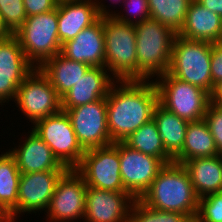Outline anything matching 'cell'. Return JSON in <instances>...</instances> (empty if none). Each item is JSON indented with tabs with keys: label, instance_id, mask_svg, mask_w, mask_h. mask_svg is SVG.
I'll return each instance as SVG.
<instances>
[{
	"label": "cell",
	"instance_id": "cb8c5ba5",
	"mask_svg": "<svg viewBox=\"0 0 222 222\" xmlns=\"http://www.w3.org/2000/svg\"><path fill=\"white\" fill-rule=\"evenodd\" d=\"M219 155L215 140L204 119L188 123L182 151L174 158L175 163L183 164L194 158Z\"/></svg>",
	"mask_w": 222,
	"mask_h": 222
},
{
	"label": "cell",
	"instance_id": "8fae6325",
	"mask_svg": "<svg viewBox=\"0 0 222 222\" xmlns=\"http://www.w3.org/2000/svg\"><path fill=\"white\" fill-rule=\"evenodd\" d=\"M63 111L84 150L113 144L107 126L106 98Z\"/></svg>",
	"mask_w": 222,
	"mask_h": 222
},
{
	"label": "cell",
	"instance_id": "2e32d148",
	"mask_svg": "<svg viewBox=\"0 0 222 222\" xmlns=\"http://www.w3.org/2000/svg\"><path fill=\"white\" fill-rule=\"evenodd\" d=\"M101 1L78 0L57 5L58 36L61 45L73 40L83 29L90 27L100 17L111 16Z\"/></svg>",
	"mask_w": 222,
	"mask_h": 222
},
{
	"label": "cell",
	"instance_id": "74e56055",
	"mask_svg": "<svg viewBox=\"0 0 222 222\" xmlns=\"http://www.w3.org/2000/svg\"><path fill=\"white\" fill-rule=\"evenodd\" d=\"M12 34L6 28L0 14V38H9Z\"/></svg>",
	"mask_w": 222,
	"mask_h": 222
},
{
	"label": "cell",
	"instance_id": "8d00e7d4",
	"mask_svg": "<svg viewBox=\"0 0 222 222\" xmlns=\"http://www.w3.org/2000/svg\"><path fill=\"white\" fill-rule=\"evenodd\" d=\"M210 102L222 106V80L214 85L210 94Z\"/></svg>",
	"mask_w": 222,
	"mask_h": 222
},
{
	"label": "cell",
	"instance_id": "ffe728a7",
	"mask_svg": "<svg viewBox=\"0 0 222 222\" xmlns=\"http://www.w3.org/2000/svg\"><path fill=\"white\" fill-rule=\"evenodd\" d=\"M25 142L9 153L21 174L49 170H68L53 155L51 148L32 130Z\"/></svg>",
	"mask_w": 222,
	"mask_h": 222
},
{
	"label": "cell",
	"instance_id": "30bf717a",
	"mask_svg": "<svg viewBox=\"0 0 222 222\" xmlns=\"http://www.w3.org/2000/svg\"><path fill=\"white\" fill-rule=\"evenodd\" d=\"M14 101L33 124L62 110L61 97L37 67L20 84Z\"/></svg>",
	"mask_w": 222,
	"mask_h": 222
},
{
	"label": "cell",
	"instance_id": "e575fe53",
	"mask_svg": "<svg viewBox=\"0 0 222 222\" xmlns=\"http://www.w3.org/2000/svg\"><path fill=\"white\" fill-rule=\"evenodd\" d=\"M27 17L50 12L57 8V0H23Z\"/></svg>",
	"mask_w": 222,
	"mask_h": 222
},
{
	"label": "cell",
	"instance_id": "1f68e13d",
	"mask_svg": "<svg viewBox=\"0 0 222 222\" xmlns=\"http://www.w3.org/2000/svg\"><path fill=\"white\" fill-rule=\"evenodd\" d=\"M204 120L215 140L219 155H222V106L210 102Z\"/></svg>",
	"mask_w": 222,
	"mask_h": 222
},
{
	"label": "cell",
	"instance_id": "d6986e66",
	"mask_svg": "<svg viewBox=\"0 0 222 222\" xmlns=\"http://www.w3.org/2000/svg\"><path fill=\"white\" fill-rule=\"evenodd\" d=\"M105 67H91L81 77L76 85L61 97L62 110H68L77 106L85 105L102 98H106L112 85L115 84L114 77L110 78Z\"/></svg>",
	"mask_w": 222,
	"mask_h": 222
},
{
	"label": "cell",
	"instance_id": "7a4b0ae2",
	"mask_svg": "<svg viewBox=\"0 0 222 222\" xmlns=\"http://www.w3.org/2000/svg\"><path fill=\"white\" fill-rule=\"evenodd\" d=\"M139 200L153 209L182 213L194 222L199 197L186 168L172 162L165 164Z\"/></svg>",
	"mask_w": 222,
	"mask_h": 222
},
{
	"label": "cell",
	"instance_id": "4fadbf2b",
	"mask_svg": "<svg viewBox=\"0 0 222 222\" xmlns=\"http://www.w3.org/2000/svg\"><path fill=\"white\" fill-rule=\"evenodd\" d=\"M86 192L87 186L83 177L75 169H68L57 182L46 210L47 216L55 222H69L83 218Z\"/></svg>",
	"mask_w": 222,
	"mask_h": 222
},
{
	"label": "cell",
	"instance_id": "f546056e",
	"mask_svg": "<svg viewBox=\"0 0 222 222\" xmlns=\"http://www.w3.org/2000/svg\"><path fill=\"white\" fill-rule=\"evenodd\" d=\"M0 14L12 35L16 34L27 18L23 0H0Z\"/></svg>",
	"mask_w": 222,
	"mask_h": 222
},
{
	"label": "cell",
	"instance_id": "d590c367",
	"mask_svg": "<svg viewBox=\"0 0 222 222\" xmlns=\"http://www.w3.org/2000/svg\"><path fill=\"white\" fill-rule=\"evenodd\" d=\"M201 5L210 12H214L222 17V0H197Z\"/></svg>",
	"mask_w": 222,
	"mask_h": 222
},
{
	"label": "cell",
	"instance_id": "4dcf8cb0",
	"mask_svg": "<svg viewBox=\"0 0 222 222\" xmlns=\"http://www.w3.org/2000/svg\"><path fill=\"white\" fill-rule=\"evenodd\" d=\"M194 222H222V191L199 198Z\"/></svg>",
	"mask_w": 222,
	"mask_h": 222
},
{
	"label": "cell",
	"instance_id": "f35d334b",
	"mask_svg": "<svg viewBox=\"0 0 222 222\" xmlns=\"http://www.w3.org/2000/svg\"><path fill=\"white\" fill-rule=\"evenodd\" d=\"M8 218V215L0 208V222H5Z\"/></svg>",
	"mask_w": 222,
	"mask_h": 222
},
{
	"label": "cell",
	"instance_id": "8992f818",
	"mask_svg": "<svg viewBox=\"0 0 222 222\" xmlns=\"http://www.w3.org/2000/svg\"><path fill=\"white\" fill-rule=\"evenodd\" d=\"M14 35L18 38L26 58L39 68L47 59L61 53L57 8L27 17Z\"/></svg>",
	"mask_w": 222,
	"mask_h": 222
},
{
	"label": "cell",
	"instance_id": "ab89813d",
	"mask_svg": "<svg viewBox=\"0 0 222 222\" xmlns=\"http://www.w3.org/2000/svg\"><path fill=\"white\" fill-rule=\"evenodd\" d=\"M8 38H0V49L2 44L7 40Z\"/></svg>",
	"mask_w": 222,
	"mask_h": 222
},
{
	"label": "cell",
	"instance_id": "4316f807",
	"mask_svg": "<svg viewBox=\"0 0 222 222\" xmlns=\"http://www.w3.org/2000/svg\"><path fill=\"white\" fill-rule=\"evenodd\" d=\"M124 143L132 149L161 159L165 164L174 162V159L165 151L153 119L131 133Z\"/></svg>",
	"mask_w": 222,
	"mask_h": 222
},
{
	"label": "cell",
	"instance_id": "9a60e30c",
	"mask_svg": "<svg viewBox=\"0 0 222 222\" xmlns=\"http://www.w3.org/2000/svg\"><path fill=\"white\" fill-rule=\"evenodd\" d=\"M134 198L128 192L87 187L86 222H129Z\"/></svg>",
	"mask_w": 222,
	"mask_h": 222
},
{
	"label": "cell",
	"instance_id": "52a82bcc",
	"mask_svg": "<svg viewBox=\"0 0 222 222\" xmlns=\"http://www.w3.org/2000/svg\"><path fill=\"white\" fill-rule=\"evenodd\" d=\"M155 84L159 103L188 122L204 119L210 94L202 88L181 81L168 72L158 77ZM158 81V82H157Z\"/></svg>",
	"mask_w": 222,
	"mask_h": 222
},
{
	"label": "cell",
	"instance_id": "b9f144b4",
	"mask_svg": "<svg viewBox=\"0 0 222 222\" xmlns=\"http://www.w3.org/2000/svg\"><path fill=\"white\" fill-rule=\"evenodd\" d=\"M5 222H13L10 218H8Z\"/></svg>",
	"mask_w": 222,
	"mask_h": 222
},
{
	"label": "cell",
	"instance_id": "7402d4cb",
	"mask_svg": "<svg viewBox=\"0 0 222 222\" xmlns=\"http://www.w3.org/2000/svg\"><path fill=\"white\" fill-rule=\"evenodd\" d=\"M199 198L222 191V155L194 158L182 164Z\"/></svg>",
	"mask_w": 222,
	"mask_h": 222
},
{
	"label": "cell",
	"instance_id": "5b68a950",
	"mask_svg": "<svg viewBox=\"0 0 222 222\" xmlns=\"http://www.w3.org/2000/svg\"><path fill=\"white\" fill-rule=\"evenodd\" d=\"M211 50L210 42L189 40L176 35L168 73L211 94Z\"/></svg>",
	"mask_w": 222,
	"mask_h": 222
},
{
	"label": "cell",
	"instance_id": "603a6c76",
	"mask_svg": "<svg viewBox=\"0 0 222 222\" xmlns=\"http://www.w3.org/2000/svg\"><path fill=\"white\" fill-rule=\"evenodd\" d=\"M91 68L88 64L76 62L61 53L47 59L39 69L48 77L57 94L62 97Z\"/></svg>",
	"mask_w": 222,
	"mask_h": 222
},
{
	"label": "cell",
	"instance_id": "277c9868",
	"mask_svg": "<svg viewBox=\"0 0 222 222\" xmlns=\"http://www.w3.org/2000/svg\"><path fill=\"white\" fill-rule=\"evenodd\" d=\"M103 31L105 68L117 80H138L135 25L103 16Z\"/></svg>",
	"mask_w": 222,
	"mask_h": 222
},
{
	"label": "cell",
	"instance_id": "44dd1931",
	"mask_svg": "<svg viewBox=\"0 0 222 222\" xmlns=\"http://www.w3.org/2000/svg\"><path fill=\"white\" fill-rule=\"evenodd\" d=\"M222 17L210 12L197 0L189 4L184 25L177 34L189 40L221 42Z\"/></svg>",
	"mask_w": 222,
	"mask_h": 222
},
{
	"label": "cell",
	"instance_id": "484cf974",
	"mask_svg": "<svg viewBox=\"0 0 222 222\" xmlns=\"http://www.w3.org/2000/svg\"><path fill=\"white\" fill-rule=\"evenodd\" d=\"M21 177L15 158L6 152L0 155V208L14 222L18 215V187ZM16 217V218H15Z\"/></svg>",
	"mask_w": 222,
	"mask_h": 222
},
{
	"label": "cell",
	"instance_id": "5bb4252c",
	"mask_svg": "<svg viewBox=\"0 0 222 222\" xmlns=\"http://www.w3.org/2000/svg\"><path fill=\"white\" fill-rule=\"evenodd\" d=\"M35 69L26 58L19 40L11 35L0 49V103L15 99L23 80Z\"/></svg>",
	"mask_w": 222,
	"mask_h": 222
},
{
	"label": "cell",
	"instance_id": "e0dca14e",
	"mask_svg": "<svg viewBox=\"0 0 222 222\" xmlns=\"http://www.w3.org/2000/svg\"><path fill=\"white\" fill-rule=\"evenodd\" d=\"M67 170H49L21 174L18 187V214L45 210L57 182Z\"/></svg>",
	"mask_w": 222,
	"mask_h": 222
},
{
	"label": "cell",
	"instance_id": "ac0fdd59",
	"mask_svg": "<svg viewBox=\"0 0 222 222\" xmlns=\"http://www.w3.org/2000/svg\"><path fill=\"white\" fill-rule=\"evenodd\" d=\"M61 54L91 67H105L103 17L83 29L73 40L65 42Z\"/></svg>",
	"mask_w": 222,
	"mask_h": 222
},
{
	"label": "cell",
	"instance_id": "60d3db41",
	"mask_svg": "<svg viewBox=\"0 0 222 222\" xmlns=\"http://www.w3.org/2000/svg\"><path fill=\"white\" fill-rule=\"evenodd\" d=\"M67 1H78V0H57L58 3H60V2H67Z\"/></svg>",
	"mask_w": 222,
	"mask_h": 222
},
{
	"label": "cell",
	"instance_id": "9c48e42d",
	"mask_svg": "<svg viewBox=\"0 0 222 222\" xmlns=\"http://www.w3.org/2000/svg\"><path fill=\"white\" fill-rule=\"evenodd\" d=\"M75 170L83 177L87 187L127 192L120 174L119 142L85 150Z\"/></svg>",
	"mask_w": 222,
	"mask_h": 222
},
{
	"label": "cell",
	"instance_id": "7bdbcfd3",
	"mask_svg": "<svg viewBox=\"0 0 222 222\" xmlns=\"http://www.w3.org/2000/svg\"><path fill=\"white\" fill-rule=\"evenodd\" d=\"M221 42H222V25H221Z\"/></svg>",
	"mask_w": 222,
	"mask_h": 222
},
{
	"label": "cell",
	"instance_id": "d6a6232c",
	"mask_svg": "<svg viewBox=\"0 0 222 222\" xmlns=\"http://www.w3.org/2000/svg\"><path fill=\"white\" fill-rule=\"evenodd\" d=\"M124 2H126V0ZM126 3H128V6L129 5L133 6V8L131 7L132 8L131 11L135 12V14L133 13L134 15H136V14L140 15V16H138L139 19L137 18V20H135V22H134L133 19L131 20V17L128 18V16L126 17L121 14L117 15V14H115V11H114V14L111 13V16H113L114 18H116L120 22H124L127 24H134V25L139 24V23L143 22L144 20H147L150 18V10H149V5H148L147 0H129V1L127 0ZM128 6L126 7L127 9L130 8ZM130 9H129V13H131Z\"/></svg>",
	"mask_w": 222,
	"mask_h": 222
},
{
	"label": "cell",
	"instance_id": "ba28073f",
	"mask_svg": "<svg viewBox=\"0 0 222 222\" xmlns=\"http://www.w3.org/2000/svg\"><path fill=\"white\" fill-rule=\"evenodd\" d=\"M32 130L51 148L62 165L75 169L80 164L85 150L79 144L65 111L36 121Z\"/></svg>",
	"mask_w": 222,
	"mask_h": 222
},
{
	"label": "cell",
	"instance_id": "d4e9b609",
	"mask_svg": "<svg viewBox=\"0 0 222 222\" xmlns=\"http://www.w3.org/2000/svg\"><path fill=\"white\" fill-rule=\"evenodd\" d=\"M153 120L165 151L174 159L182 151L189 122L167 110L160 103L154 109Z\"/></svg>",
	"mask_w": 222,
	"mask_h": 222
},
{
	"label": "cell",
	"instance_id": "6da1fadb",
	"mask_svg": "<svg viewBox=\"0 0 222 222\" xmlns=\"http://www.w3.org/2000/svg\"><path fill=\"white\" fill-rule=\"evenodd\" d=\"M116 82H118L116 85ZM107 97V126L112 143L124 140L153 119L159 103L155 82L117 80ZM120 82V83H119ZM117 86V87H116Z\"/></svg>",
	"mask_w": 222,
	"mask_h": 222
},
{
	"label": "cell",
	"instance_id": "7c38bea8",
	"mask_svg": "<svg viewBox=\"0 0 222 222\" xmlns=\"http://www.w3.org/2000/svg\"><path fill=\"white\" fill-rule=\"evenodd\" d=\"M119 159L123 187L134 199L142 197L165 166L161 159L132 149L124 142H119Z\"/></svg>",
	"mask_w": 222,
	"mask_h": 222
},
{
	"label": "cell",
	"instance_id": "836d02e7",
	"mask_svg": "<svg viewBox=\"0 0 222 222\" xmlns=\"http://www.w3.org/2000/svg\"><path fill=\"white\" fill-rule=\"evenodd\" d=\"M211 77L213 91L214 85L222 80V42L212 43Z\"/></svg>",
	"mask_w": 222,
	"mask_h": 222
},
{
	"label": "cell",
	"instance_id": "83f0119b",
	"mask_svg": "<svg viewBox=\"0 0 222 222\" xmlns=\"http://www.w3.org/2000/svg\"><path fill=\"white\" fill-rule=\"evenodd\" d=\"M150 18L158 20L176 34L182 29L192 0H147Z\"/></svg>",
	"mask_w": 222,
	"mask_h": 222
},
{
	"label": "cell",
	"instance_id": "3957f363",
	"mask_svg": "<svg viewBox=\"0 0 222 222\" xmlns=\"http://www.w3.org/2000/svg\"><path fill=\"white\" fill-rule=\"evenodd\" d=\"M138 80L167 73L176 33L158 20L147 19L135 25Z\"/></svg>",
	"mask_w": 222,
	"mask_h": 222
},
{
	"label": "cell",
	"instance_id": "f1b7e54d",
	"mask_svg": "<svg viewBox=\"0 0 222 222\" xmlns=\"http://www.w3.org/2000/svg\"><path fill=\"white\" fill-rule=\"evenodd\" d=\"M129 222H193L179 212L162 211L146 206L135 199L130 207Z\"/></svg>",
	"mask_w": 222,
	"mask_h": 222
}]
</instances>
